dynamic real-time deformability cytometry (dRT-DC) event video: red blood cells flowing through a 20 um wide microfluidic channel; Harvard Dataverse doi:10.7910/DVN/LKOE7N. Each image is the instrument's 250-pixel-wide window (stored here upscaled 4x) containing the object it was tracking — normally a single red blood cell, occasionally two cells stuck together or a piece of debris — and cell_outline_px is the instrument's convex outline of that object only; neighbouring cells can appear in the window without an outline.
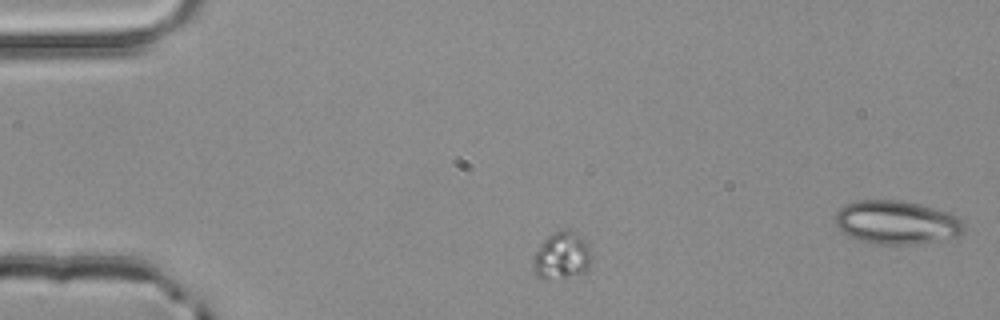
{"species": "common noctule bat (a hibernating species)", "species_latin": "Nyctalus noctula", "temperature_condition": "room temperature", "stored_images_in_passage": 2, "segment_of_instrument_passage": [1, 2], "camera_frame_rate_fps": 3000, "um_per_image_px": 0.085, "animal": {"sex": "male", "body_mass_g": 20.4}, "frame": {"image": 1, "passage_image": 1, "time_ms": 0.0, "image_size_px": [1000, 320], "cell_outline_px": [[592, 256], [588, 268], [584, 272], [564, 276], [536, 276], [532, 272], [532, 256], [544, 240], [552, 232], [568, 228], [576, 232], [588, 244]], "centroid_in_image_um": [47.74, 21.67], "position_along_channel_um": 37.3, "area_um2": 15.84}}